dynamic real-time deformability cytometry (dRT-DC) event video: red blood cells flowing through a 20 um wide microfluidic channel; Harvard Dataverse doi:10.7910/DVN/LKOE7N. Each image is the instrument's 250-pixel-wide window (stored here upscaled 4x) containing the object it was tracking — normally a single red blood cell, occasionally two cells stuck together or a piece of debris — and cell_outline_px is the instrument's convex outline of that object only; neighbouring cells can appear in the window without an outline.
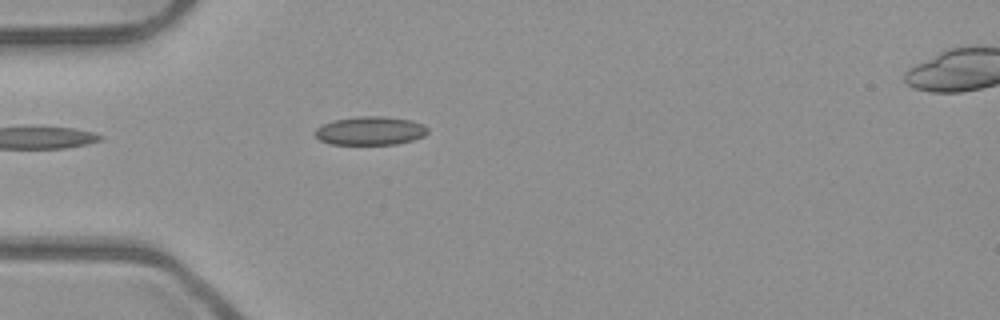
{"species": "common noctule bat (a hibernating species)", "species_latin": "Nyctalus noctula", "temperature_condition": "room temperature", "stored_images_in_passage": 2, "camera_frame_rate_fps": 3000, "um_per_image_px": 0.085, "animal": {"sex": "male", "body_mass_g": 23.1, "forearm_length_mm": 52.7}, "frame": {"image": 1, "passage_image": 1, "time_ms": 0.0, "image_size_px": [1000, 320], "cell_outline_px": [[428, 132], [424, 136], [412, 140], [396, 144], [332, 144], [320, 140], [312, 132], [316, 128], [324, 124], [336, 120], [356, 116], [384, 116], [412, 120], [424, 124], [428, 128]], "centroid_in_image_um": [31.49, 11.11], "position_along_channel_um": 53.5, "area_um2": 18.79}}